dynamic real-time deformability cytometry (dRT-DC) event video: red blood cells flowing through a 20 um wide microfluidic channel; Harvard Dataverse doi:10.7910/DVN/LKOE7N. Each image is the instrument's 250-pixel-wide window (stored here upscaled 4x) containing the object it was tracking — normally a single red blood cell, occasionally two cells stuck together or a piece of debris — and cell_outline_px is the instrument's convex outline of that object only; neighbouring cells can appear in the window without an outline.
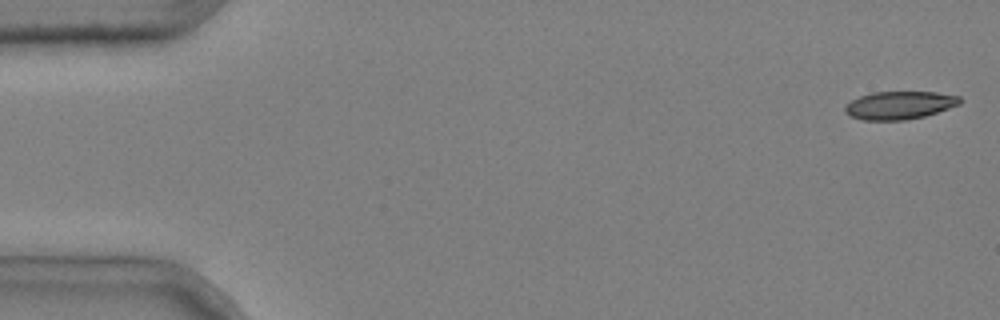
{"species": "common noctule bat (a hibernating species)", "species_latin": "Nyctalus noctula", "temperature_condition": "cold", "stored_images_in_passage": 4, "camera_frame_rate_fps": 3000, "um_per_image_px": 0.085, "animal": {"sex": "male", "body_mass_g": 20.4}, "frame": {"image": 1, "passage_image": 1, "time_ms": 0.0, "image_size_px": [1000, 320], "cell_outline_px": [[964, 100], [960, 104], [924, 116], [904, 120], [864, 120], [852, 116], [844, 112], [844, 108], [852, 100], [860, 96], [872, 92], [936, 92], [960, 96]], "centroid_in_image_um": [76.48, 8.94], "position_along_channel_um": 8.5, "area_um2": 18.61}}
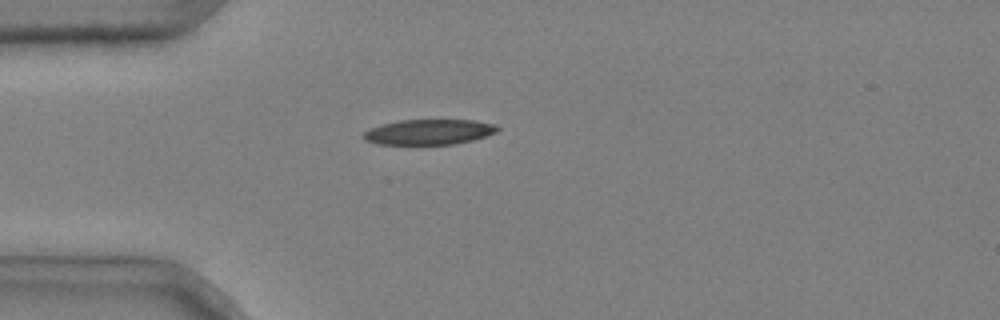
{"frame": {"image": 2, "passage_image": 4, "time_ms": 1.0, "image_size_px": [1000, 320], "cell_outline_px": [[500, 128], [496, 132], [472, 140], [452, 144], [380, 144], [364, 140], [364, 132], [380, 124], [400, 120], [476, 120], [496, 124]], "centroid_in_image_um": [36.48, 11.21], "position_along_channel_um": 48.5, "area_um2": 19.59}}